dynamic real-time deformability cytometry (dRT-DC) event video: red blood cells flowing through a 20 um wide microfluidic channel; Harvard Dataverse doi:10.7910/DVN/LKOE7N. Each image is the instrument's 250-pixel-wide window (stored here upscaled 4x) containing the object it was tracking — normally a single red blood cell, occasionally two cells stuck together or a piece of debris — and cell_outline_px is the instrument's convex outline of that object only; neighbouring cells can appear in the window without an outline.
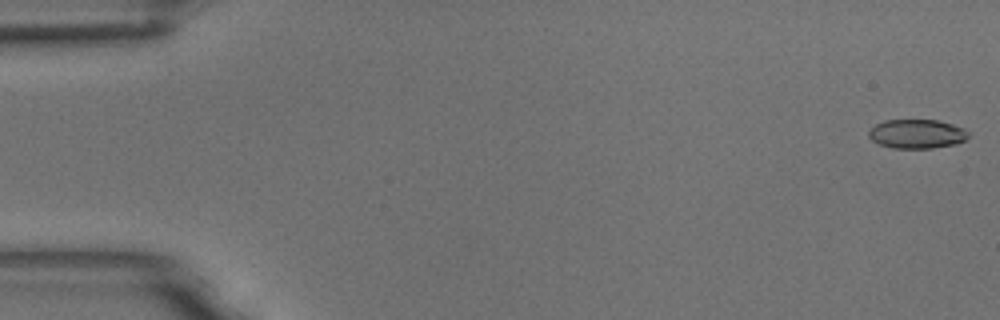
{"species": "common noctule bat (a hibernating species)", "species_latin": "Nyctalus noctula", "temperature_condition": "room temperature", "stored_images_in_passage": 57, "camera_frame_rate_fps": 3000, "um_per_image_px": 0.085, "animal": {"sex": "male", "body_mass_g": 18.8}, "frame": {"image": 1, "passage_image": 1, "time_ms": 0.0, "image_size_px": [1000, 320], "cell_outline_px": [[968, 136], [964, 140], [956, 144], [932, 148], [892, 148], [880, 144], [872, 140], [868, 136], [868, 132], [876, 124], [884, 120], [936, 120], [952, 124], [964, 128], [968, 132]], "centroid_in_image_um": [77.93, 11.38], "position_along_channel_um": 7.1, "area_um2": 16.82}}
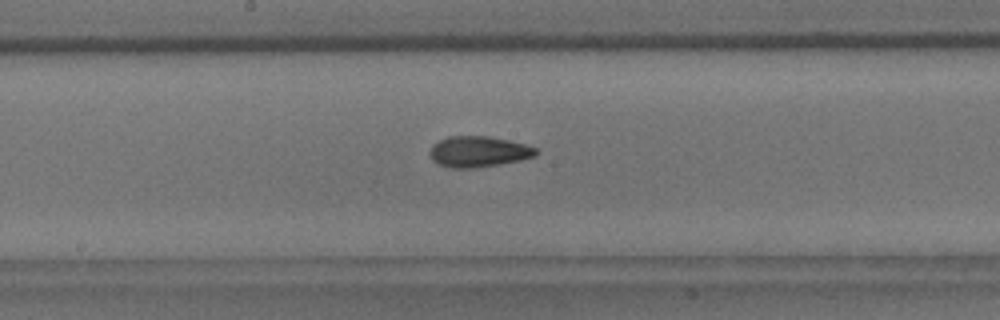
{"frame": {"image": 2, "passage_image": 30, "time_ms": 9.667, "image_size_px": [1000, 320], "cell_outline_px": [[536, 156], [520, 160], [500, 164], [472, 168], [452, 168], [440, 164], [432, 160], [432, 144], [448, 136], [488, 136], [508, 140], [524, 144], [536, 148]], "centroid_in_image_um": [40.69, 12.88], "position_along_channel_um": 207.5, "area_um2": 18.79}}
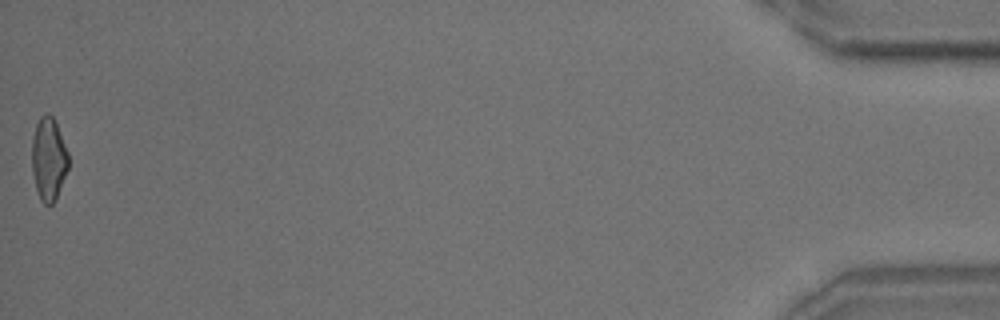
{"frame": {"image": 3, "passage_image": 57, "time_ms": 18.667, "image_size_px": [1000, 320], "cell_outline_px": [[68, 168], [56, 200], [52, 204], [44, 204], [40, 200], [36, 188], [32, 172], [32, 136], [36, 124], [40, 116], [44, 112], [48, 112], [52, 116], [56, 124], [68, 152]], "centroid_in_image_um": [4.12, 13.51], "position_along_channel_um": 431.1, "area_um2": 17.74}, "authors_computed_cell_mechanics": {"area_um2": 18.0336, "velocity_mm_per_s": 3.5664, "shape_relaxation_time_tau1_ms": 7.38, "shape_relaxation_time_tau2_ms": 3.5789, "deformation_change_tau1": 0.197, "deformation_change_tau2": 0.1153}}